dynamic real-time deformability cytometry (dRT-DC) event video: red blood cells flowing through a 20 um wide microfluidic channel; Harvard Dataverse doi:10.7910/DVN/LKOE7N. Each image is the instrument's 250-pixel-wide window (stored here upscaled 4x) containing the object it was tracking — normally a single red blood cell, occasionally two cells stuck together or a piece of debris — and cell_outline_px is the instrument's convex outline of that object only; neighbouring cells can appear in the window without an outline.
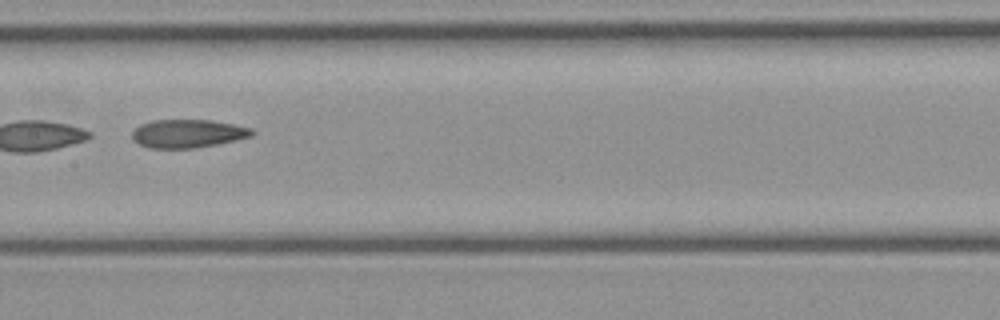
{"species": "common noctule bat (a hibernating species)", "species_latin": "Nyctalus noctula", "temperature_condition": "cold", "stored_images_in_passage": 43, "camera_frame_rate_fps": 3000, "um_per_image_px": 0.085, "animal": {"sex": "female", "body_mass_g": 21.9}, "frame": {"image": 1, "passage_image": 22, "time_ms": 7.0, "image_size_px": [1000, 320], "cell_outline_px": [[256, 132], [252, 136], [236, 140], [196, 148], [148, 148], [132, 140], [132, 132], [140, 124], [152, 120], [212, 120], [252, 128]], "centroid_in_image_um": [15.96, 11.35], "position_along_channel_um": 191.4, "area_um2": 19.83}}